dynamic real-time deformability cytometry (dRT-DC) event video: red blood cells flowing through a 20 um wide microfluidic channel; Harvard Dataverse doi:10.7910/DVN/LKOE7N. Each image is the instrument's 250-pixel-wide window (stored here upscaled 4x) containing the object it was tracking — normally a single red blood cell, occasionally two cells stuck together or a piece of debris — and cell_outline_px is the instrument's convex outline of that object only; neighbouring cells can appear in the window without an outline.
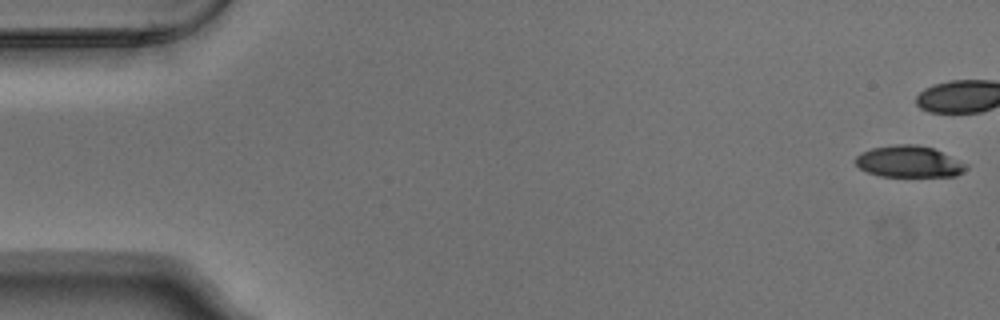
{"species": "Egyptian fruit bat (a non-hibernating species)", "species_latin": "Rousettus aegyptiacus", "temperature_condition": "warm", "stored_images_in_passage": 5, "camera_frame_rate_fps": 3000, "um_per_image_px": 0.085, "animal": {"sex": "male"}, "frame": {"image": 1, "passage_image": 1, "time_ms": 0.0, "image_size_px": [1000, 320], "cell_outline_px": [[968, 168], [956, 176], [880, 176], [868, 172], [860, 168], [852, 160], [860, 152], [872, 148], [896, 144], [916, 144], [932, 148], [968, 164]], "centroid_in_image_um": [77.23, 13.73], "position_along_channel_um": 7.8, "area_um2": 20.35}}
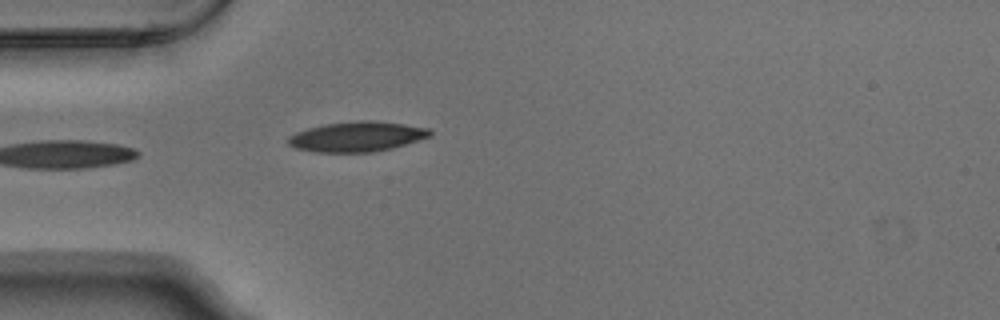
{"frame": {"image": 2, "passage_image": 5, "time_ms": 1.333, "image_size_px": [1000, 320], "cell_outline_px": [[432, 136], [392, 148], [372, 152], [312, 152], [296, 148], [288, 144], [288, 136], [296, 132], [308, 128], [324, 124], [360, 120], [376, 120], [404, 124], [428, 128], [432, 132]], "centroid_in_image_um": [30.34, 11.61], "position_along_channel_um": 54.7, "area_um2": 24.91}}